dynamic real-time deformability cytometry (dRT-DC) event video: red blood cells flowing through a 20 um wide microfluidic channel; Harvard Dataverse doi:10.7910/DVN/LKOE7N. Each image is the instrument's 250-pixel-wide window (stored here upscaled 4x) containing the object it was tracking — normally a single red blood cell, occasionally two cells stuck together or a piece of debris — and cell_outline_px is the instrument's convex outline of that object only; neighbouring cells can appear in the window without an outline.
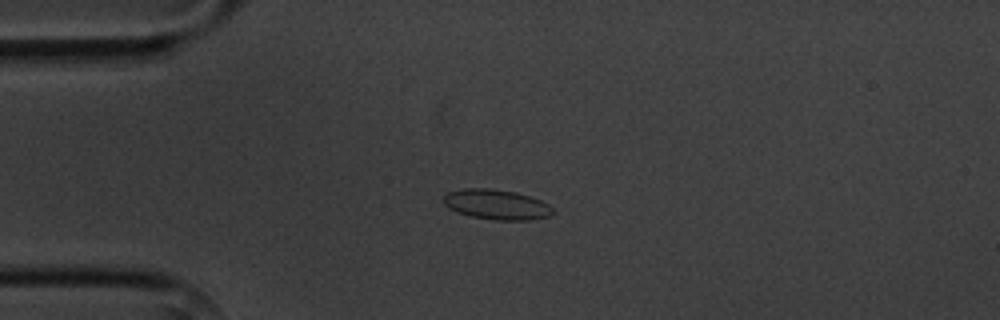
{"species": "common noctule bat (a hibernating species)", "species_latin": "Nyctalus noctula", "temperature_condition": "cold", "stored_images_in_passage": 6, "camera_frame_rate_fps": 3000, "um_per_image_px": 0.085, "animal": {"sex": "male", "body_mass_g": 20.1, "forearm_length_mm": 53.5}, "frame": {"image": 1, "passage_image": 4, "time_ms": 3.333, "image_size_px": [1000, 320], "cell_outline_px": [[556, 212], [548, 216], [528, 220], [496, 220], [472, 216], [456, 212], [448, 208], [444, 204], [444, 196], [448, 192], [464, 188], [488, 188], [516, 192], [540, 200], [548, 204]], "centroid_in_image_um": [42.2, 17.38], "position_along_channel_um": 42.8, "area_um2": 19.07}}